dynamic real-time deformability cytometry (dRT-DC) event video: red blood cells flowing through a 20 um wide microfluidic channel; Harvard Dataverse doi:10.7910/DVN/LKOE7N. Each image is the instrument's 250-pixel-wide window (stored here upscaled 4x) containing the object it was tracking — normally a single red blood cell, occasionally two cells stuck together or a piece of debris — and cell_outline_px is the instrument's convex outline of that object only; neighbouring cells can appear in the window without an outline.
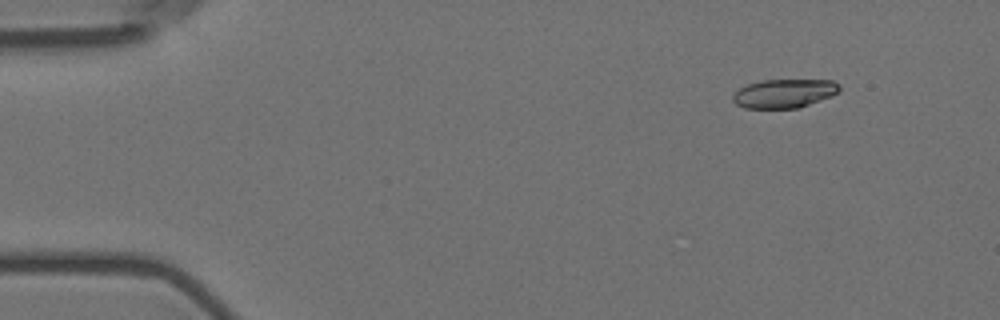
{"species": "Egyptian fruit bat (a non-hibernating species)", "species_latin": "Rousettus aegyptiacus", "temperature_condition": "room temperature", "stored_images_in_passage": 4, "camera_frame_rate_fps": 3000, "um_per_image_px": 0.085, "animal": {"sex": "female"}, "frame": {"image": 1, "passage_image": 1, "time_ms": 0.0, "image_size_px": [1000, 320], "cell_outline_px": [[840, 92], [832, 96], [800, 108], [744, 108], [736, 104], [732, 100], [732, 96], [740, 88], [748, 84], [760, 80], [832, 80], [840, 84]], "centroid_in_image_um": [66.69, 7.94], "position_along_channel_um": 18.3, "area_um2": 18.03}}
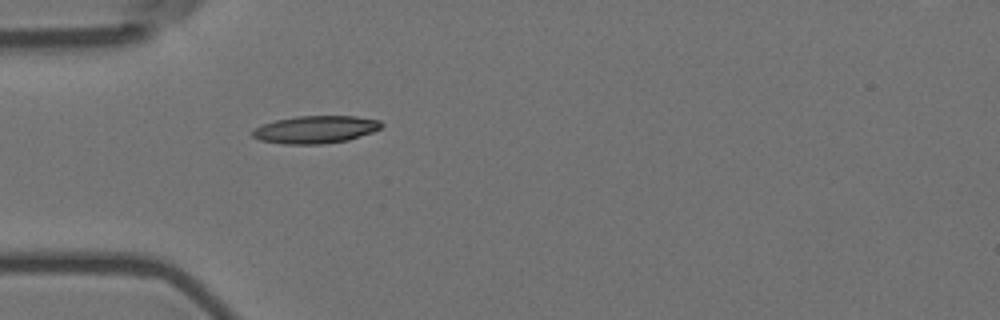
{"frame": {"image": 2, "passage_image": 4, "time_ms": 1.0, "image_size_px": [1000, 320], "cell_outline_px": [[384, 124], [380, 128], [372, 132], [348, 140], [320, 144], [284, 144], [260, 140], [252, 136], [252, 132], [256, 128], [264, 124], [276, 120], [296, 116], [356, 116], [380, 120]], "centroid_in_image_um": [26.84, 11.0], "position_along_channel_um": 58.2, "area_um2": 20.58}}